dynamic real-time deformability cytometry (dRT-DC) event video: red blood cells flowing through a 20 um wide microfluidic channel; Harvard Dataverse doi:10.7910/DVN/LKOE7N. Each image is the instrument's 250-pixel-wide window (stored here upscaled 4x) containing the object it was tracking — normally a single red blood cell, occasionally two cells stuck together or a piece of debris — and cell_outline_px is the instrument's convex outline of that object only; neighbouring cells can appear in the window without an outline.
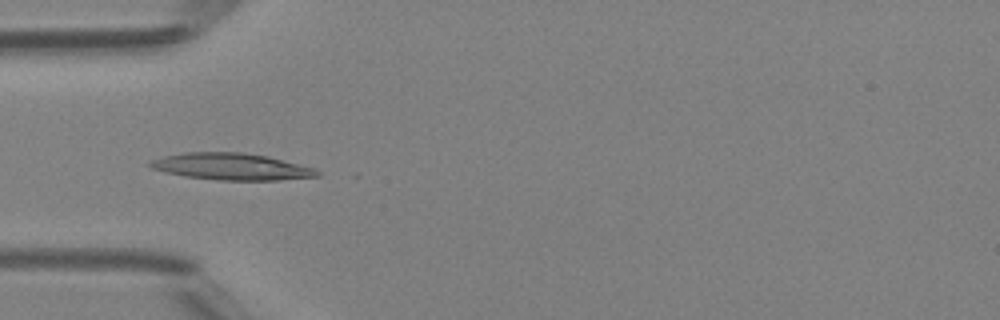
{"species": "Egyptian fruit bat (a non-hibernating species)", "species_latin": "Rousettus aegyptiacus", "temperature_condition": "room temperature", "stored_images_in_passage": 41, "camera_frame_rate_fps": 3000, "um_per_image_px": 0.085, "animal": {"sex": "female"}, "frame": {"image": 1, "passage_image": 16, "time_ms": 5.0, "image_size_px": [1000, 320], "cell_outline_px": [[320, 176], [280, 180], [220, 180], [184, 176], [164, 172], [152, 168], [148, 164], [152, 160], [164, 156], [184, 152], [240, 152], [268, 156], [312, 168], [320, 172]], "centroid_in_image_um": [19.65, 14.16], "position_along_channel_um": 65.4, "area_um2": 25.84}}
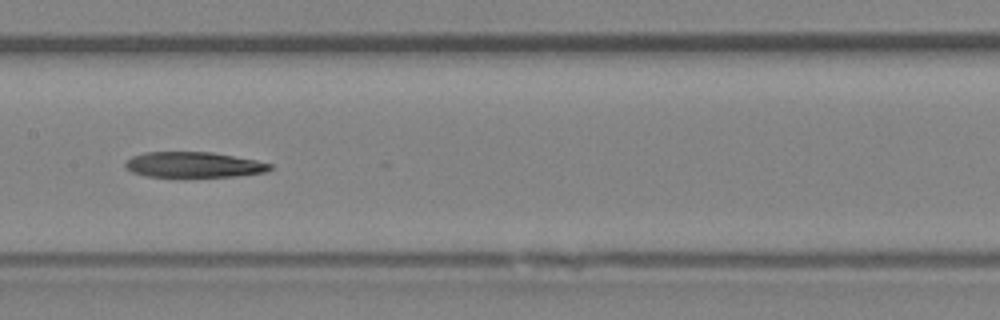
{"frame": {"image": 2, "passage_image": 25, "time_ms": 8.0, "image_size_px": [1000, 320], "cell_outline_px": [[272, 168], [268, 172], [240, 176], [148, 176], [132, 172], [124, 164], [132, 156], [144, 152], [212, 152], [256, 160], [272, 164]], "centroid_in_image_um": [16.52, 13.99], "position_along_channel_um": 190.9, "area_um2": 21.33}}
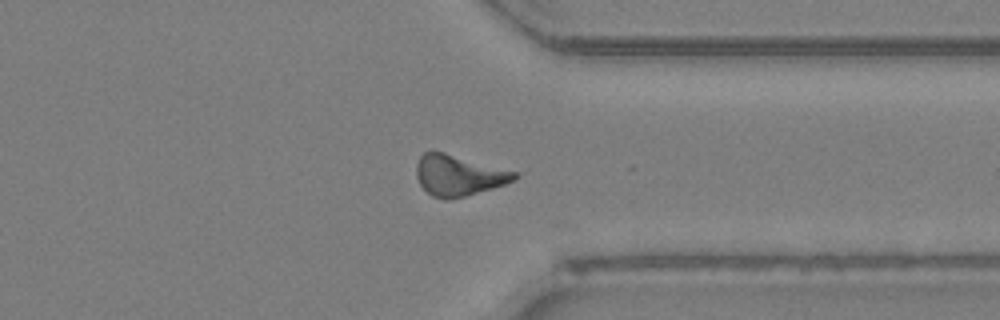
{"frame": {"image": 3, "passage_image": 38, "time_ms": 12.333, "image_size_px": [1000, 320], "cell_outline_px": [[520, 176], [504, 184], [492, 188], [464, 196], [444, 200], [432, 196], [420, 184], [416, 176], [416, 164], [420, 156], [424, 152], [432, 148], [520, 172]], "centroid_in_image_um": [38.97, 14.85], "position_along_channel_um": 372.4, "area_um2": 23.76}}